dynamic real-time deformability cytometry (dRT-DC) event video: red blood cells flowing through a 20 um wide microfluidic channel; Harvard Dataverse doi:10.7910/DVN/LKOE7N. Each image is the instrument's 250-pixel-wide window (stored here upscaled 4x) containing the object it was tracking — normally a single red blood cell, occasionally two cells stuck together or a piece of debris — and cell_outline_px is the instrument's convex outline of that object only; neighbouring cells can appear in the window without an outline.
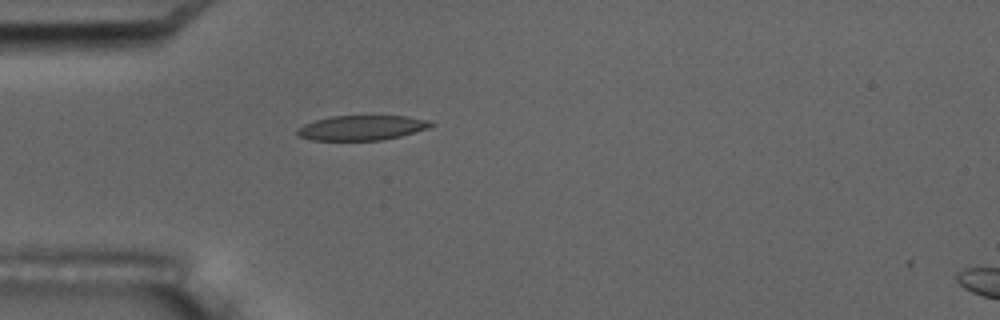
{"species": "common noctule bat (a hibernating species)", "species_latin": "Nyctalus noctula", "temperature_condition": "room temperature", "stored_images_in_passage": 1, "camera_frame_rate_fps": 3000, "um_per_image_px": 0.085, "animal": {"sex": "male", "body_mass_g": 17.5, "forearm_length_mm": 52.3}, "frame": {"image": 1, "passage_image": 1, "time_ms": 0.0, "image_size_px": [1000, 320], "cell_outline_px": [[436, 124], [428, 128], [400, 136], [384, 140], [312, 140], [300, 136], [296, 132], [296, 128], [304, 124], [316, 120], [332, 116], [404, 116], [428, 120]], "centroid_in_image_um": [30.74, 10.86], "position_along_channel_um": 54.3, "area_um2": 19.25}}